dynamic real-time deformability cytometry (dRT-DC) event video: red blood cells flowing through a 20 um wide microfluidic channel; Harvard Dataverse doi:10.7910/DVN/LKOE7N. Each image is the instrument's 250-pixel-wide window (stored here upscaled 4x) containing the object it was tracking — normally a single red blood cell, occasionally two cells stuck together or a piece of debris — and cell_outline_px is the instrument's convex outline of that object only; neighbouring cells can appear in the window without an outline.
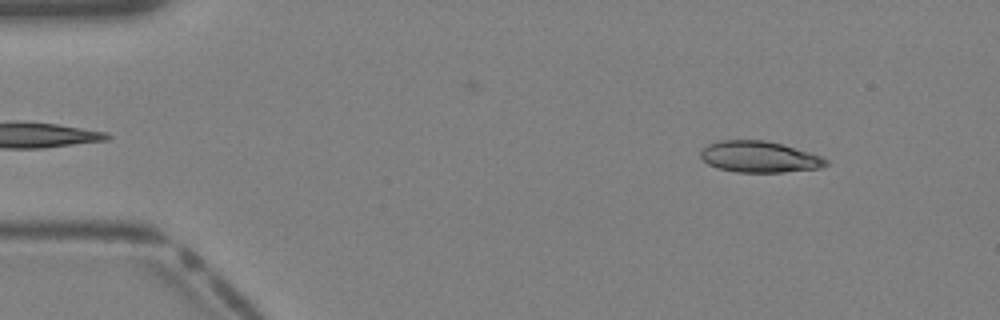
{"species": "Egyptian fruit bat (a non-hibernating species)", "species_latin": "Rousettus aegyptiacus", "temperature_condition": "warm", "stored_images_in_passage": 36, "camera_frame_rate_fps": 3000, "um_per_image_px": 0.085, "animal": {"sex": "female"}, "frame": {"image": 1, "passage_image": 1, "time_ms": 0.0, "image_size_px": [1000, 320], "cell_outline_px": [[828, 164], [820, 168], [784, 172], [736, 172], [716, 168], [708, 164], [700, 156], [700, 152], [708, 144], [720, 140], [764, 140], [780, 144], [808, 152], [820, 156], [828, 160]], "centroid_in_image_um": [64.52, 13.34], "position_along_channel_um": 20.5, "area_um2": 22.66}}
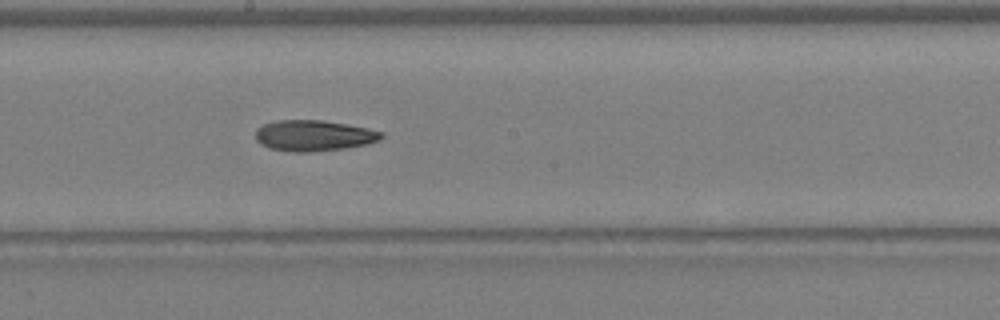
{"frame": {"image": 2, "passage_image": 18, "time_ms": 5.667, "image_size_px": [1000, 320], "cell_outline_px": [[384, 136], [380, 140], [368, 144], [344, 148], [308, 152], [292, 152], [268, 148], [260, 144], [256, 140], [256, 128], [264, 124], [276, 120], [324, 120], [348, 124], [368, 128], [384, 132]], "centroid_in_image_um": [26.68, 11.52], "position_along_channel_um": 221.5, "area_um2": 22.89}}
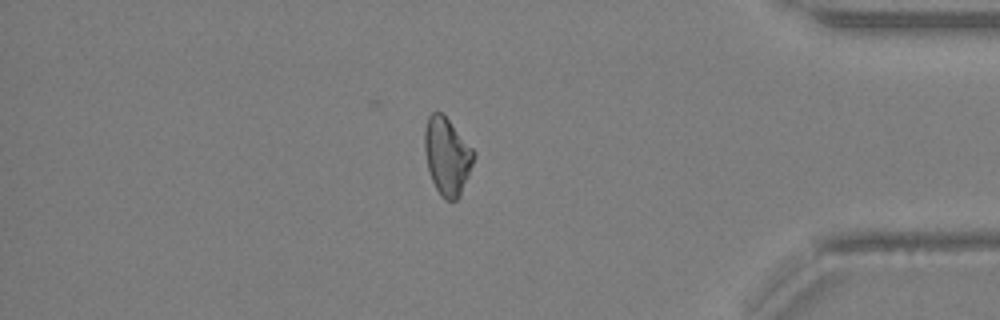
{"frame": {"image": 3, "passage_image": 30, "time_ms": 9.667, "image_size_px": [1000, 320], "cell_outline_px": [[476, 156], [460, 196], [456, 200], [444, 200], [440, 196], [432, 180], [428, 168], [424, 148], [424, 128], [428, 116], [432, 112], [440, 112], [448, 120], [476, 152]], "centroid_in_image_um": [38.0, 13.29], "position_along_channel_um": 397.2, "area_um2": 22.08}}